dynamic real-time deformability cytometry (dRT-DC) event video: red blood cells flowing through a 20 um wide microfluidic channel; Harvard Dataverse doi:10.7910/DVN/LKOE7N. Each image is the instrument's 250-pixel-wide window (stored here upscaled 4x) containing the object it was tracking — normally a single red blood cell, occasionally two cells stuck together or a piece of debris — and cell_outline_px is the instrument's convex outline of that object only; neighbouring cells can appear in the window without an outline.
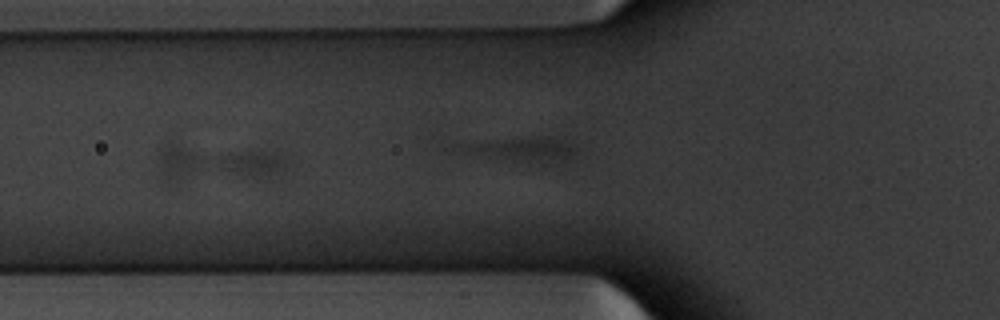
{"species": "common noctule bat (a hibernating species)", "species_latin": "Nyctalus noctula", "temperature_condition": "warm", "stored_images_in_passage": 35, "segment_of_instrument_passage": [2, 3], "camera_frame_rate_fps": 3000, "um_per_image_px": 0.085, "animal": {"sex": "male", "body_mass_g": 20.1, "forearm_length_mm": 53.5}, "frame": {"image": 1, "passage_image": 10, "time_ms": 3.0, "image_size_px": [1000, 320], "cell_outline_px": [[288, 168], [268, 176], [168, 188], [160, 184], [160, 144], [180, 144], [260, 148], [276, 152], [288, 156]], "centroid_in_image_um": [18.34, 13.94], "position_along_channel_um": 107.5, "area_um2": 31.21}}